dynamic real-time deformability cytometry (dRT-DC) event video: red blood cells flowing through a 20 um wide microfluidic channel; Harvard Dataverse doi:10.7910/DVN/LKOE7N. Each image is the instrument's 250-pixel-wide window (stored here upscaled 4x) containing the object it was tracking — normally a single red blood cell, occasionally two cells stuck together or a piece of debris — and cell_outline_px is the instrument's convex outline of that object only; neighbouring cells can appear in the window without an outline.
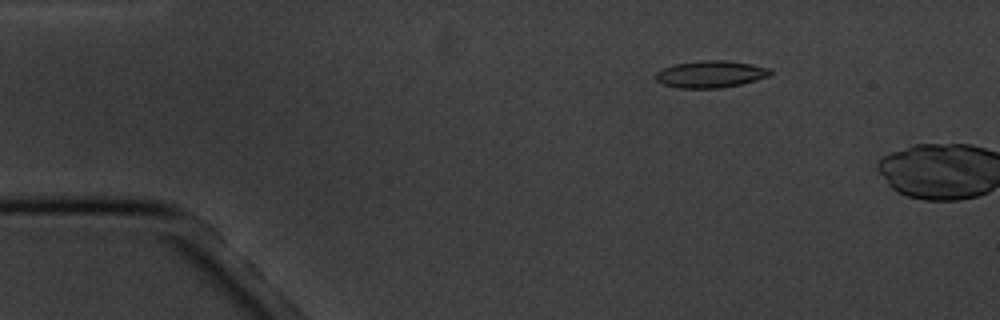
{"species": "common noctule bat (a hibernating species)", "species_latin": "Nyctalus noctula", "temperature_condition": "cold", "stored_images_in_passage": 3, "camera_frame_rate_fps": 3000, "um_per_image_px": 0.085, "animal": {"sex": "male", "body_mass_g": 20.1, "forearm_length_mm": 53.5}, "frame": {"image": 1, "passage_image": 2, "time_ms": 2.333, "image_size_px": [1000, 320], "cell_outline_px": [[772, 72], [768, 76], [756, 80], [740, 84], [720, 88], [676, 88], [660, 84], [656, 80], [656, 72], [664, 68], [676, 64], [700, 60], [724, 60], [752, 64], [772, 68]], "centroid_in_image_um": [60.4, 6.31], "position_along_channel_um": 24.6, "area_um2": 18.09}}